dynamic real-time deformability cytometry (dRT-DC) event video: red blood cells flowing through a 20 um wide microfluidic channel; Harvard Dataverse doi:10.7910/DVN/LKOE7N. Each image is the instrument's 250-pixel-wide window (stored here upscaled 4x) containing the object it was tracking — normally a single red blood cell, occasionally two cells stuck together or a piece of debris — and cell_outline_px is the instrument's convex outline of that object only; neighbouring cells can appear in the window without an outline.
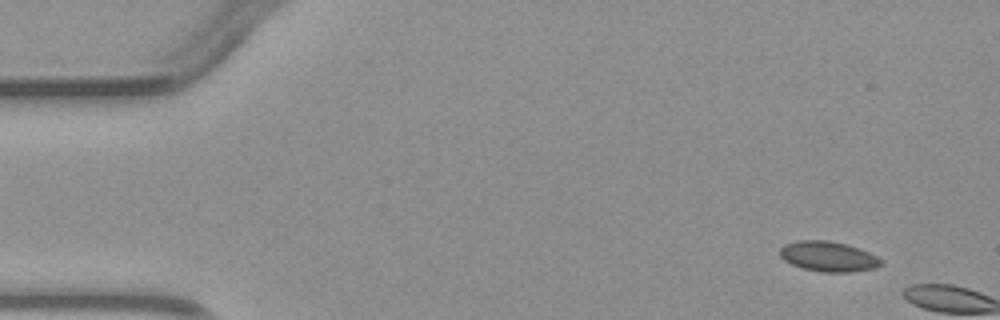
{"species": "common noctule bat (a hibernating species)", "species_latin": "Nyctalus noctula", "temperature_condition": "warm", "stored_images_in_passage": 2, "camera_frame_rate_fps": 3000, "um_per_image_px": 0.085, "animal": {"sex": "male", "body_mass_g": 23.1, "forearm_length_mm": 52.7}, "frame": {"image": 1, "passage_image": 1, "time_ms": 0.0, "image_size_px": [1000, 320], "cell_outline_px": [[884, 264], [876, 268], [852, 272], [820, 272], [800, 268], [784, 260], [780, 256], [780, 248], [784, 244], [796, 240], [828, 240], [844, 244], [868, 252], [884, 260]], "centroid_in_image_um": [70.4, 21.81], "position_along_channel_um": 14.6, "area_um2": 17.92}}